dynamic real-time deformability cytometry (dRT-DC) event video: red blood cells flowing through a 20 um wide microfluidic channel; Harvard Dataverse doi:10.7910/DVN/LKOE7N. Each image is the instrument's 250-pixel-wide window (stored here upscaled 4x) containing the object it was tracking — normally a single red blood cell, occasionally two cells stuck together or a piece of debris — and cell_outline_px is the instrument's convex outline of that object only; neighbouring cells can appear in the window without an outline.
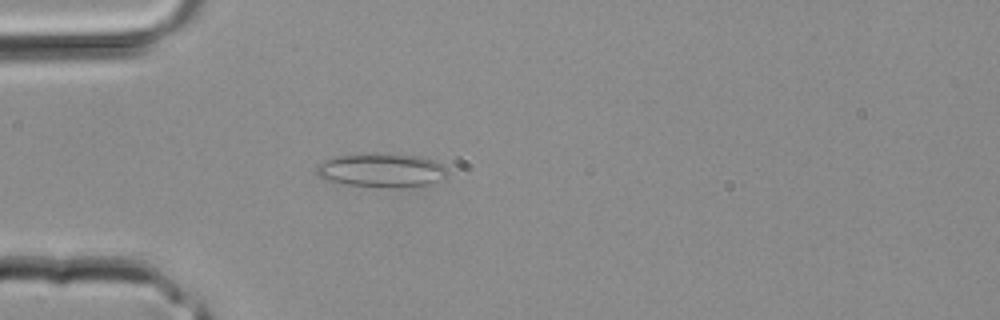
{"species": "common noctule bat (a hibernating species)", "species_latin": "Nyctalus noctula", "temperature_condition": "room temperature", "stored_images_in_passage": 2, "camera_frame_rate_fps": 3000, "um_per_image_px": 0.085, "animal": {"sex": "male", "body_mass_g": 20.4}, "frame": {"image": 1, "passage_image": 2, "time_ms": 0.333, "image_size_px": [1000, 320], "cell_outline_px": [[448, 172], [444, 180], [428, 184], [340, 184], [320, 180], [316, 176], [316, 164], [324, 160], [336, 156], [364, 152], [420, 156], [444, 164], [448, 168]], "centroid_in_image_um": [32.35, 14.41], "position_along_channel_um": 52.7, "area_um2": 25.49}}